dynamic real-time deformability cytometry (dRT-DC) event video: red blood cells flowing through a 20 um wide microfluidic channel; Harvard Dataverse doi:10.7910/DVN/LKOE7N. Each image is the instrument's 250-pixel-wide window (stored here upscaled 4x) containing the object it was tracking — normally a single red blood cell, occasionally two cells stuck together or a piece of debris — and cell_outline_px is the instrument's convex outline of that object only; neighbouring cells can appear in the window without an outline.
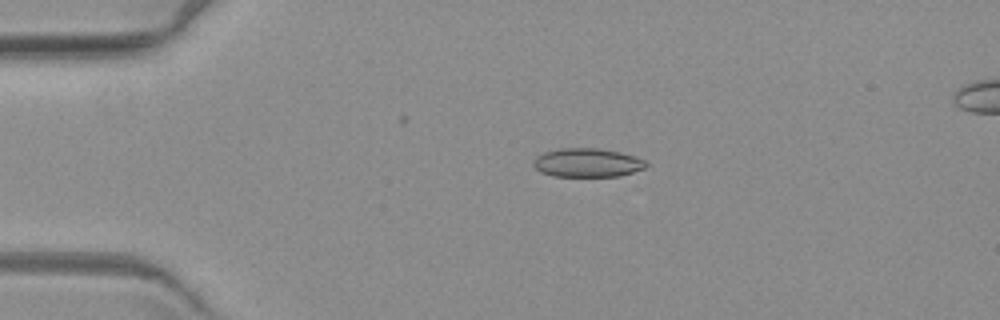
{"species": "common noctule bat (a hibernating species)", "species_latin": "Nyctalus noctula", "temperature_condition": "warm", "stored_images_in_passage": 9, "camera_frame_rate_fps": 3000, "um_per_image_px": 0.085, "animal": {"sex": "female", "body_mass_g": 19.3, "forearm_length_mm": 54.1}, "frame": {"image": 1, "passage_image": 4, "time_ms": 3.667, "image_size_px": [1000, 320], "cell_outline_px": [[648, 164], [644, 168], [620, 176], [552, 176], [540, 172], [532, 164], [536, 156], [544, 152], [556, 148], [600, 148], [620, 152], [636, 156], [644, 160]], "centroid_in_image_um": [49.9, 13.82], "position_along_channel_um": 35.1, "area_um2": 19.02}}
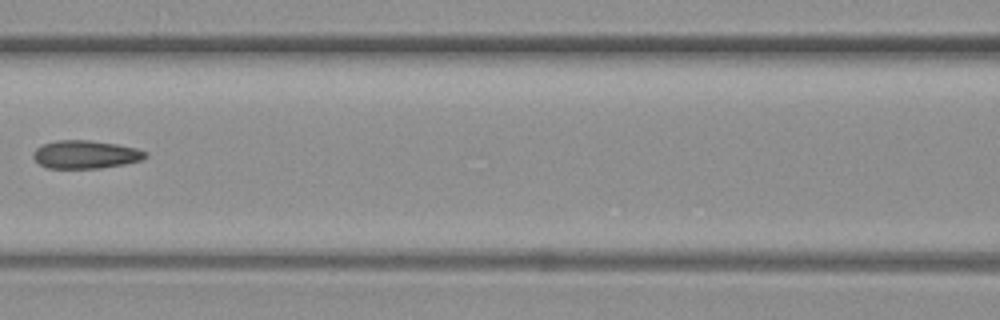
{"frame": {"image": 2, "passage_image": 8, "time_ms": 8.333, "image_size_px": [1000, 320], "cell_outline_px": [[148, 156], [140, 160], [124, 164], [100, 168], [48, 168], [40, 164], [32, 156], [32, 152], [36, 148], [44, 144], [56, 140], [88, 140], [116, 144], [136, 148], [148, 152]], "centroid_in_image_um": [7.27, 13.13], "position_along_channel_um": 159.3, "area_um2": 18.32}}
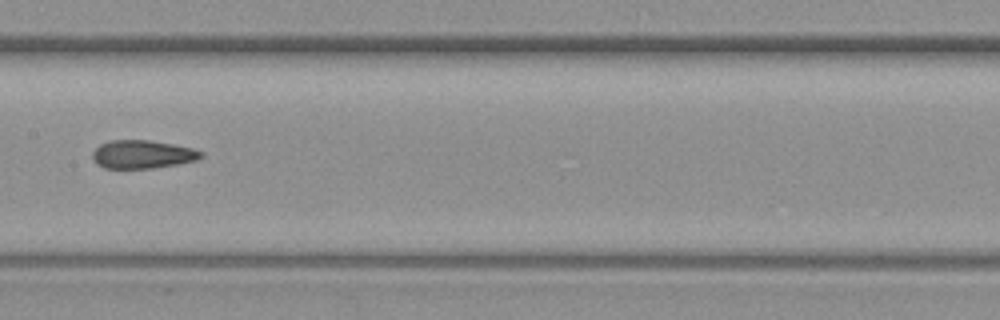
{"frame": {"image": 3, "passage_image": 9, "time_ms": 9.333, "image_size_px": [1000, 320], "cell_outline_px": [[204, 156], [196, 160], [176, 164], [152, 168], [104, 168], [96, 164], [92, 160], [92, 152], [100, 144], [112, 140], [148, 140], [172, 144], [192, 148], [200, 152]], "centroid_in_image_um": [12.05, 13.12], "position_along_channel_um": 195.3, "area_um2": 17.74}}